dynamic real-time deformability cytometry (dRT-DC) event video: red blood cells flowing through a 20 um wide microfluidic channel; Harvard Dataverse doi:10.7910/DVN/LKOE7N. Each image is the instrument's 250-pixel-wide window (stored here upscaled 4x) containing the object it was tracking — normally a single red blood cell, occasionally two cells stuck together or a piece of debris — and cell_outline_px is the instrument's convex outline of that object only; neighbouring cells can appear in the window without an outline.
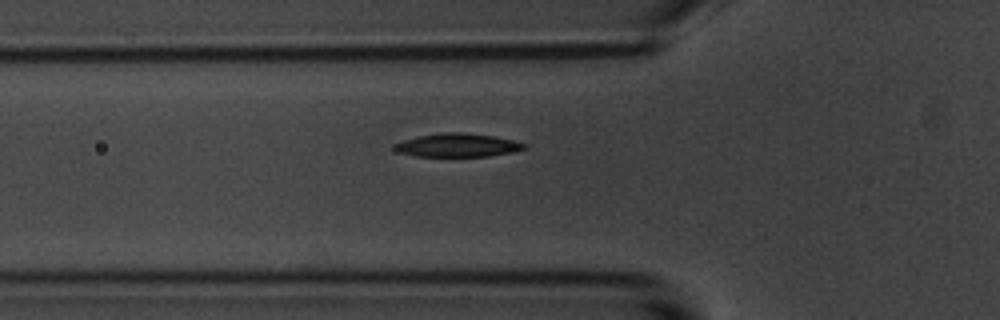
{"species": "common noctule bat (a hibernating species)", "species_latin": "Nyctalus noctula", "temperature_condition": "room temperature", "stored_images_in_passage": 42, "camera_frame_rate_fps": 3000, "um_per_image_px": 0.085, "animal": {"sex": "male", "body_mass_g": 20.1, "forearm_length_mm": 53.5}, "frame": {"image": 1, "passage_image": 7, "time_ms": 2.0, "image_size_px": [1000, 320], "cell_outline_px": [[528, 144], [524, 148], [512, 152], [488, 156], [416, 156], [400, 152], [392, 148], [396, 144], [404, 140], [420, 136], [444, 132], [464, 132], [496, 136]], "centroid_in_image_um": [38.92, 12.33], "position_along_channel_um": 86.9, "area_um2": 17.51}}
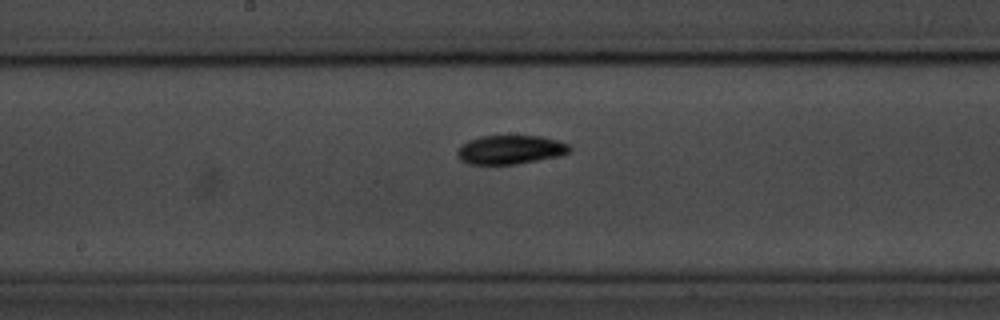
{"frame": {"image": 2, "passage_image": 17, "time_ms": 5.333, "image_size_px": [1000, 320], "cell_outline_px": [[572, 148], [568, 152], [560, 156], [516, 164], [468, 164], [460, 160], [456, 156], [456, 152], [460, 144], [468, 140], [480, 136], [540, 136], [556, 140], [568, 144]], "centroid_in_image_um": [43.33, 12.72], "position_along_channel_um": 204.9, "area_um2": 19.02}}
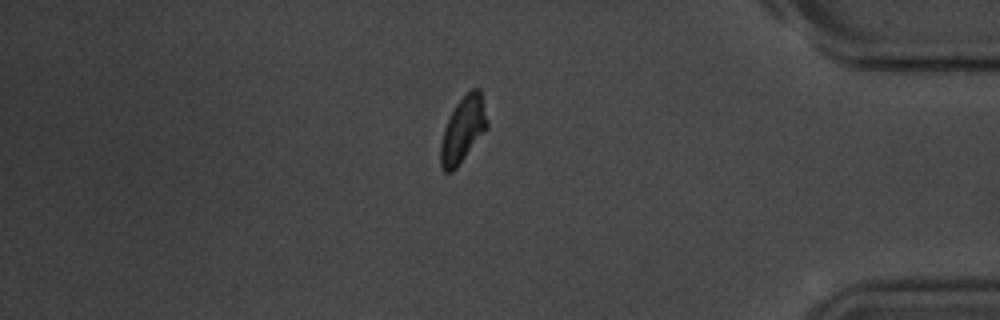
{"frame": {"image": 3, "passage_image": 36, "time_ms": 11.667, "image_size_px": [1000, 320], "cell_outline_px": [[488, 128], [456, 168], [452, 172], [444, 172], [440, 164], [440, 144], [444, 128], [456, 104], [472, 88], [480, 88], [488, 124]], "centroid_in_image_um": [39.35, 11.04], "position_along_channel_um": 395.9, "area_um2": 17.63}, "authors_computed_cell_mechanics": {"area_um2": 18.2937, "velocity_mm_per_s": 3.5185, "shape_relaxation_time_tau1_ms": 3.8331, "shape_relaxation_time_tau2_ms": null, "deformation_change_tau1": 0.1424, "deformation_change_tau2": null}}